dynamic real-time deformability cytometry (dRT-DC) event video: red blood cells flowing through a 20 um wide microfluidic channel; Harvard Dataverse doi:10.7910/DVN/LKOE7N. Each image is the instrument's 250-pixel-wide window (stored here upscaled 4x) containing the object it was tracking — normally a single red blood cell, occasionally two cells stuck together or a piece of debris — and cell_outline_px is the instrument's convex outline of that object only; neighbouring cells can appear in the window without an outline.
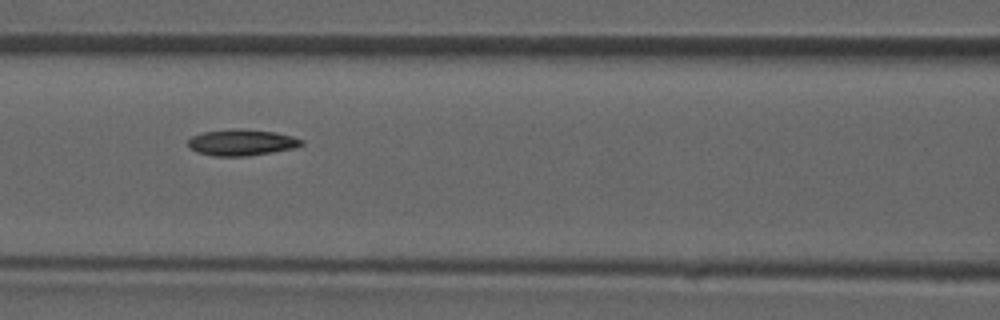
{"species": "common noctule bat (a hibernating species)", "species_latin": "Nyctalus noctula", "temperature_condition": "room temperature", "stored_images_in_passage": 49, "camera_frame_rate_fps": 3000, "um_per_image_px": 0.085, "animal": {"sex": "male", "forearm_length_mm": 52.5}, "frame": {"image": 1, "passage_image": 21, "time_ms": 6.667, "image_size_px": [1000, 320], "cell_outline_px": [[304, 144], [296, 148], [248, 156], [212, 156], [196, 152], [188, 148], [188, 140], [192, 136], [204, 132], [240, 128], [276, 132], [292, 136], [304, 140]], "centroid_in_image_um": [20.55, 12.11], "position_along_channel_um": 146.0, "area_um2": 17.51}}